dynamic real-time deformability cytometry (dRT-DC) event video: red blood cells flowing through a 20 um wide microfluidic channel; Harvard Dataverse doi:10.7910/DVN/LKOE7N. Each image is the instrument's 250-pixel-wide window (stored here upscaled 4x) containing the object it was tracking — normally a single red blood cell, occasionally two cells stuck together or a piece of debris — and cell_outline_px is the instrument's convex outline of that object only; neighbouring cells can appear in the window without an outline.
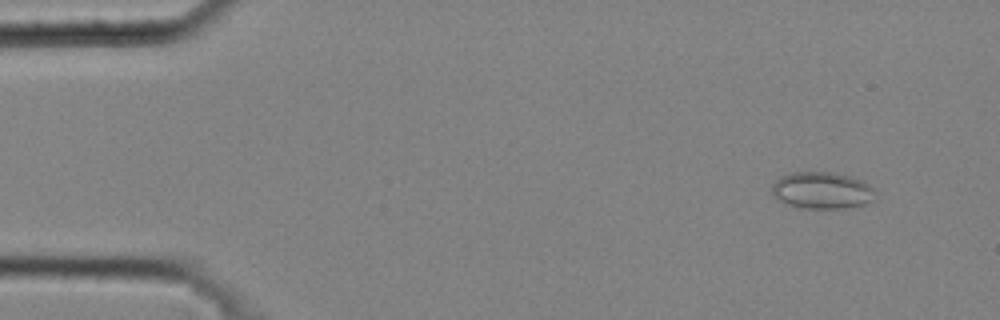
{"species": "common noctule bat (a hibernating species)", "species_latin": "Nyctalus noctula", "temperature_condition": "cold", "stored_images_in_passage": 21, "camera_frame_rate_fps": 3000, "um_per_image_px": 0.085, "animal": {"sex": "male", "body_mass_g": 20.4}, "frame": {"image": 1, "passage_image": 4, "time_ms": 1.0, "image_size_px": [1000, 320], "cell_outline_px": [[876, 192], [872, 200], [864, 204], [844, 208], [800, 208], [788, 204], [780, 200], [772, 192], [772, 184], [780, 176], [792, 172], [832, 172], [848, 176], [860, 180], [872, 188]], "centroid_in_image_um": [69.84, 16.18], "position_along_channel_um": 15.2, "area_um2": 21.91}}
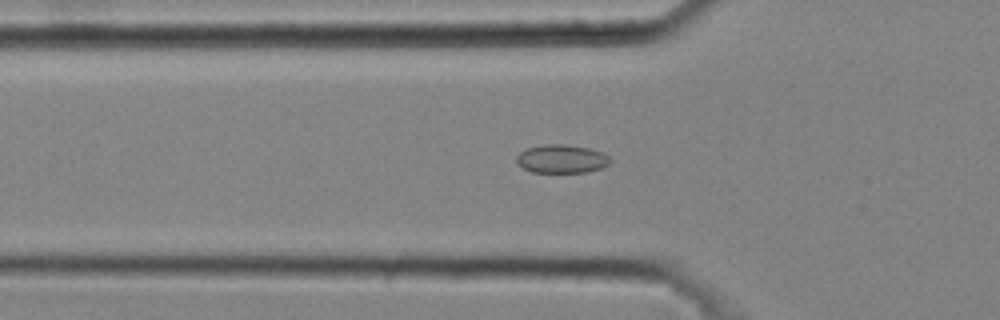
{"frame": {"image": 2, "passage_image": 15, "time_ms": 4.667, "image_size_px": [1000, 320], "cell_outline_px": [[612, 160], [608, 164], [600, 168], [588, 172], [532, 172], [516, 164], [516, 156], [520, 152], [528, 148], [544, 144], [564, 144], [588, 148], [600, 152], [608, 156]], "centroid_in_image_um": [47.71, 13.5], "position_along_channel_um": 78.1, "area_um2": 15.43}}
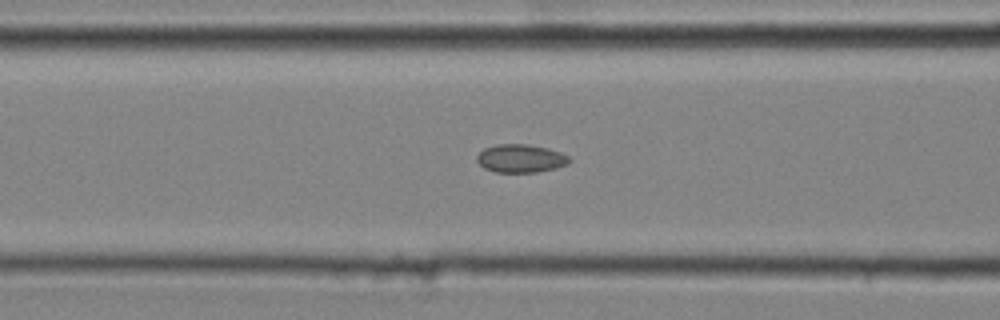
{"frame": {"image": 3, "passage_image": 18, "time_ms": 5.667, "image_size_px": [1000, 320], "cell_outline_px": [[572, 160], [568, 164], [556, 168], [536, 172], [496, 172], [484, 168], [476, 160], [476, 156], [484, 148], [496, 144], [528, 144], [548, 148], [560, 152], [568, 156]], "centroid_in_image_um": [44.26, 13.46], "position_along_channel_um": 122.3, "area_um2": 15.26}}